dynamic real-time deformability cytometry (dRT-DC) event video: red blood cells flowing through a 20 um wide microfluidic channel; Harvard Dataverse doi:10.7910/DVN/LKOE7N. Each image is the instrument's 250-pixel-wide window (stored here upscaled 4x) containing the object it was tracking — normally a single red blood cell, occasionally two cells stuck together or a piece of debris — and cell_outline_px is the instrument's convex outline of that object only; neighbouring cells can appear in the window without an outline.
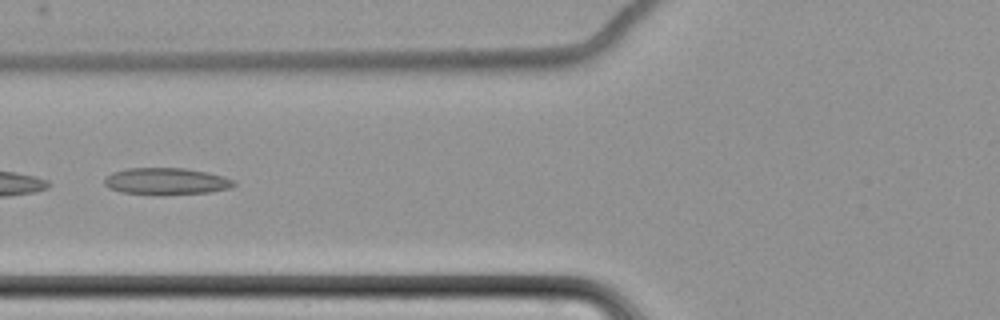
{"species": "common noctule bat (a hibernating species)", "species_latin": "Nyctalus noctula", "temperature_condition": "cold", "stored_images_in_passage": 7, "camera_frame_rate_fps": 3000, "um_per_image_px": 0.085, "animal": {"sex": "female", "body_mass_g": 22.7, "forearm_length_mm": 54.2}, "frame": {"image": 1, "passage_image": 7, "time_ms": 8.333, "image_size_px": [1000, 320], "cell_outline_px": [[236, 184], [232, 188], [212, 192], [120, 192], [108, 188], [104, 184], [104, 180], [112, 172], [128, 168], [184, 168], [208, 172], [224, 176], [236, 180]], "centroid_in_image_um": [14.19, 15.36], "position_along_channel_um": 111.6, "area_um2": 19.48}}